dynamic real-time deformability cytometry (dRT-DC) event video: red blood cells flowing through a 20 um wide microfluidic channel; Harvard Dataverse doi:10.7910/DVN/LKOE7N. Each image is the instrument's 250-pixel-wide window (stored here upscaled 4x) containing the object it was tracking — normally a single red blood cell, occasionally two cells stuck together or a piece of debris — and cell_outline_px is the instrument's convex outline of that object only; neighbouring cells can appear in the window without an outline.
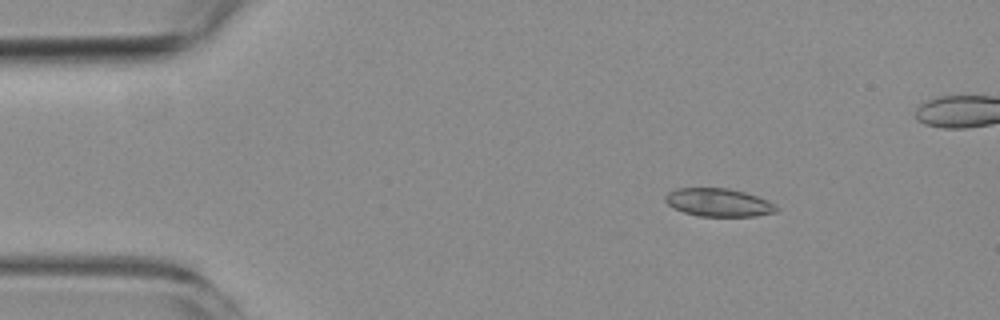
{"species": "common noctule bat (a hibernating species)", "species_latin": "Nyctalus noctula", "temperature_condition": "room temperature", "stored_images_in_passage": 6, "camera_frame_rate_fps": 3000, "um_per_image_px": 0.085, "animal": {"sex": "female", "body_mass_g": 19.3, "forearm_length_mm": 54.1}, "frame": {"image": 1, "passage_image": 3, "time_ms": 2.0, "image_size_px": [1000, 320], "cell_outline_px": [[780, 208], [776, 212], [756, 216], [700, 216], [684, 212], [668, 204], [664, 200], [664, 196], [668, 192], [676, 188], [728, 188], [744, 192], [768, 200], [776, 204]], "centroid_in_image_um": [61.1, 17.21], "position_along_channel_um": 23.9, "area_um2": 18.21}}